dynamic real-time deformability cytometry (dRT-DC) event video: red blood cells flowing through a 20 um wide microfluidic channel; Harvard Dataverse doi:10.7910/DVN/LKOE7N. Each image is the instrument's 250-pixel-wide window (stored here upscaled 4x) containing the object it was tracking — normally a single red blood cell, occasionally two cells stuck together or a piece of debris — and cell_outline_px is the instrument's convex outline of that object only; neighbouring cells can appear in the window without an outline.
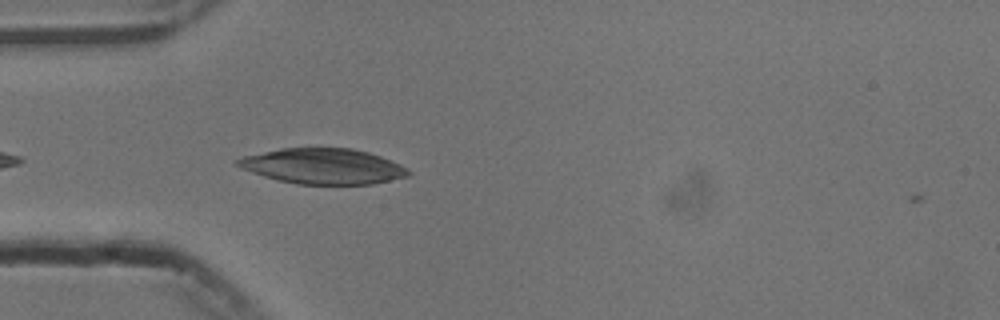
{"species": "common noctule bat (a hibernating species)", "species_latin": "Nyctalus noctula", "temperature_condition": "cold", "stored_images_in_passage": 4, "camera_frame_rate_fps": 3000, "um_per_image_px": 0.085, "animal": {"sex": "male", "body_mass_g": 13.3}, "frame": {"image": 1, "passage_image": 3, "time_ms": 0.667, "image_size_px": [1000, 320], "cell_outline_px": [[412, 172], [408, 176], [372, 184], [296, 184], [276, 180], [240, 168], [232, 160], [244, 156], [280, 148], [352, 148], [368, 152], [380, 156], [400, 164], [408, 168]], "centroid_in_image_um": [27.44, 14.13], "position_along_channel_um": 57.6, "area_um2": 35.37}}